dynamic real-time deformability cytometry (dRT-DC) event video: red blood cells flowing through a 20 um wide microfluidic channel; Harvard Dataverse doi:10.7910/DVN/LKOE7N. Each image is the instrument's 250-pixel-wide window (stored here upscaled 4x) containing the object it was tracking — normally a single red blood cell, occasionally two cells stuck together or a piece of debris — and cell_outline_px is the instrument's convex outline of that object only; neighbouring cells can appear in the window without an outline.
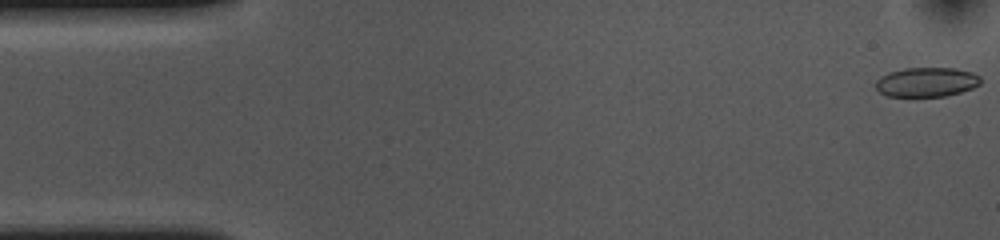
{"species": "common noctule bat (a hibernating species)", "species_latin": "Nyctalus noctula", "temperature_condition": "cold", "stored_images_in_passage": 54, "camera_frame_rate_fps": 3000, "um_per_image_px": 0.085, "animal": {"sex": "female", "body_mass_g": 10.0, "forearm_length_mm": 53.1}, "frame": {"image": 1, "passage_image": 1, "time_ms": 0.0, "image_size_px": [1000, 240], "cell_outline_px": [[980, 84], [972, 88], [948, 96], [888, 96], [880, 92], [876, 88], [876, 80], [880, 76], [888, 72], [904, 68], [956, 68], [972, 72], [980, 76]], "centroid_in_image_um": [78.75, 6.97], "position_along_channel_um": 6.2, "area_um2": 18.03}}
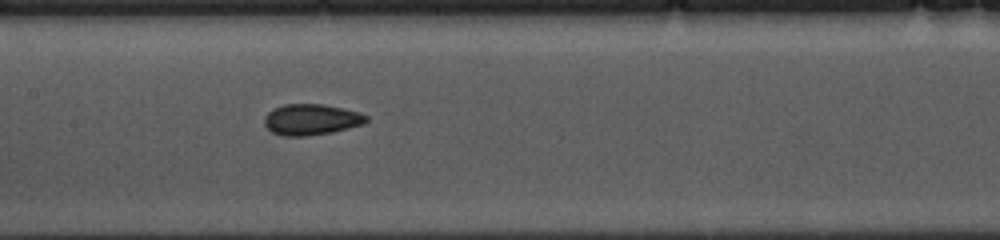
{"frame": {"image": 2, "passage_image": 25, "time_ms": 8.0, "image_size_px": [1000, 240], "cell_outline_px": [[368, 120], [364, 124], [332, 132], [304, 136], [280, 136], [272, 132], [264, 124], [264, 116], [272, 108], [284, 104], [324, 104], [344, 108], [360, 112], [368, 116]], "centroid_in_image_um": [26.45, 10.15], "position_along_channel_um": 181.0, "area_um2": 18.61}}
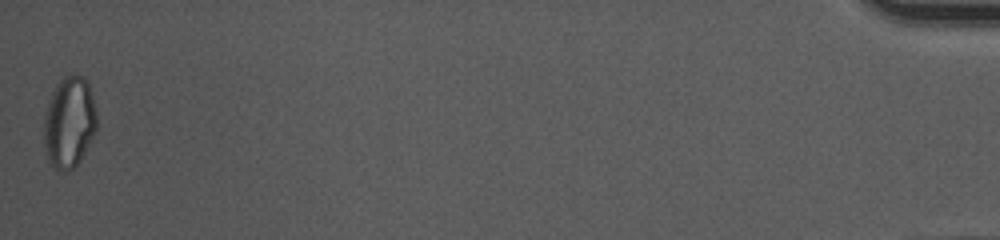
{"frame": {"image": 3, "passage_image": 54, "time_ms": 17.667, "image_size_px": [1000, 240], "cell_outline_px": [[96, 132], [80, 160], [68, 172], [60, 172], [48, 160], [44, 144], [44, 116], [52, 92], [60, 76], [68, 72], [84, 76], [88, 80], [96, 112]], "centroid_in_image_um": [5.88, 10.34], "position_along_channel_um": 429.3, "area_um2": 28.5}, "authors_computed_cell_mechanics": {"area_um2": 18.5827, "velocity_mm_per_s": 3.6277, "shape_relaxation_time_tau1_ms": 7.4369, "shape_relaxation_time_tau2_ms": 2.3327, "deformation_change_tau1": 0.1177, "deformation_change_tau2": 0.0541}}